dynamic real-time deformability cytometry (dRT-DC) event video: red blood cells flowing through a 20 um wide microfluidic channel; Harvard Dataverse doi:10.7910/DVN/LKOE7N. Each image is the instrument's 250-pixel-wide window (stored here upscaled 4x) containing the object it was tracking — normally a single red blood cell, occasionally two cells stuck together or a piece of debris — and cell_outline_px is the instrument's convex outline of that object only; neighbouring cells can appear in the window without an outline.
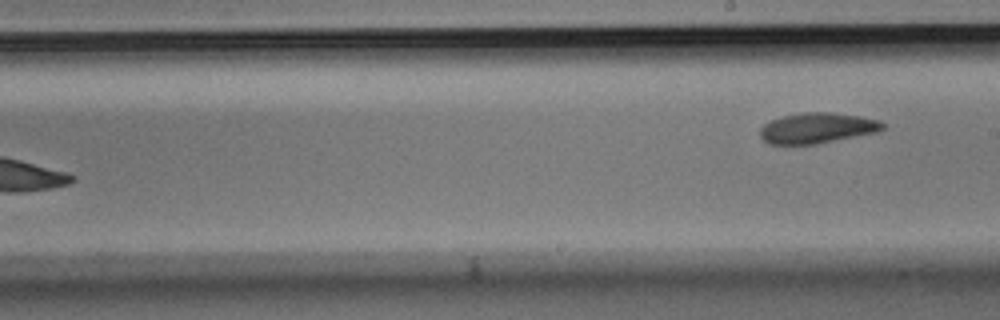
{"species": "Egyptian fruit bat (a non-hibernating species)", "species_latin": "Rousettus aegyptiacus", "temperature_condition": "room temperature", "stored_images_in_passage": 10, "segment_of_instrument_passage": [2, 2], "camera_frame_rate_fps": 3000, "um_per_image_px": 0.085, "animal": {"sex": "male"}, "frame": {"image": 1, "passage_image": 10, "time_ms": 3.0, "image_size_px": [1000, 320], "cell_outline_px": [[884, 128], [876, 132], [816, 144], [768, 144], [760, 136], [760, 128], [764, 124], [772, 120], [784, 116], [804, 112], [832, 112], [860, 116], [880, 120], [884, 124]], "centroid_in_image_um": [69.46, 10.88], "position_along_channel_um": 219.5, "area_um2": 21.68}}